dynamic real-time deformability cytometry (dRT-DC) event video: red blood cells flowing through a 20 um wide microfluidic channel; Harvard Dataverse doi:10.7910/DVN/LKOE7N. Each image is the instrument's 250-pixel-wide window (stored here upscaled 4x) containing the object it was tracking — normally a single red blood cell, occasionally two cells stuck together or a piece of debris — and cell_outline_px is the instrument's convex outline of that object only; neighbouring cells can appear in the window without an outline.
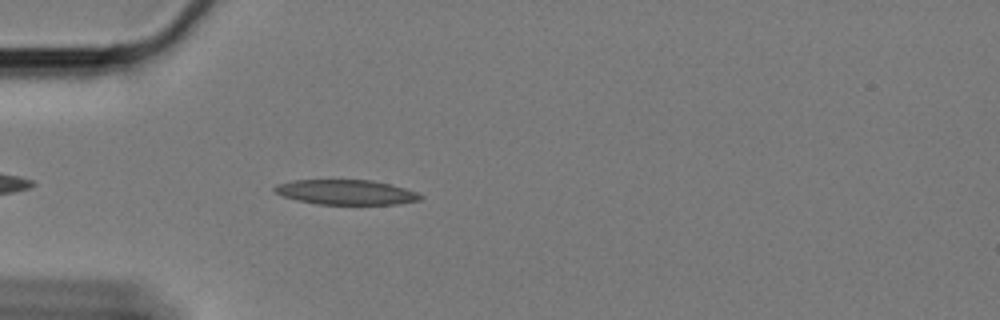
{"species": "Egyptian fruit bat (a non-hibernating species)", "species_latin": "Rousettus aegyptiacus", "temperature_condition": "cold", "stored_images_in_passage": 24, "camera_frame_rate_fps": 3000, "um_per_image_px": 0.085, "animal": {"sex": "female"}, "frame": {"image": 1, "passage_image": 5, "time_ms": 1.333, "image_size_px": [1000, 320], "cell_outline_px": [[424, 196], [420, 200], [400, 204], [316, 204], [296, 200], [284, 196], [276, 192], [272, 188], [276, 184], [292, 180], [372, 180], [404, 188], [416, 192]], "centroid_in_image_um": [29.4, 16.34], "position_along_channel_um": 55.6, "area_um2": 21.1}}
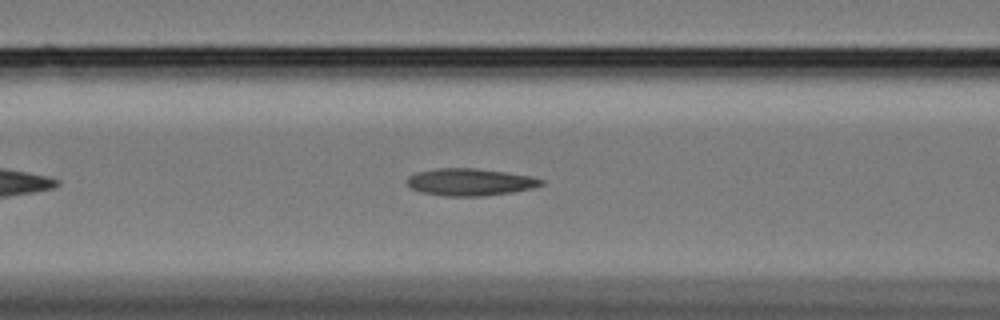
{"frame": {"image": 2, "passage_image": 12, "time_ms": 3.667, "image_size_px": [1000, 320], "cell_outline_px": [[544, 184], [536, 188], [512, 192], [484, 196], [444, 196], [420, 192], [412, 188], [408, 184], [408, 176], [416, 172], [436, 168], [476, 168], [532, 176], [544, 180]], "centroid_in_image_um": [39.99, 15.47], "position_along_channel_um": 126.6, "area_um2": 21.39}}
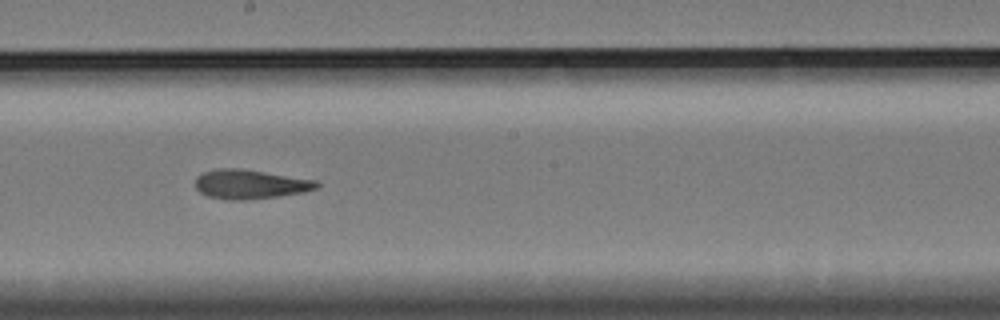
{"frame": {"image": 3, "passage_image": 21, "time_ms": 6.667, "image_size_px": [1000, 320], "cell_outline_px": [[320, 184], [316, 188], [304, 192], [280, 196], [252, 200], [228, 200], [208, 196], [200, 192], [196, 188], [196, 176], [204, 172], [216, 168], [244, 168], [320, 180]], "centroid_in_image_um": [21.31, 15.65], "position_along_channel_um": 226.9, "area_um2": 21.21}}